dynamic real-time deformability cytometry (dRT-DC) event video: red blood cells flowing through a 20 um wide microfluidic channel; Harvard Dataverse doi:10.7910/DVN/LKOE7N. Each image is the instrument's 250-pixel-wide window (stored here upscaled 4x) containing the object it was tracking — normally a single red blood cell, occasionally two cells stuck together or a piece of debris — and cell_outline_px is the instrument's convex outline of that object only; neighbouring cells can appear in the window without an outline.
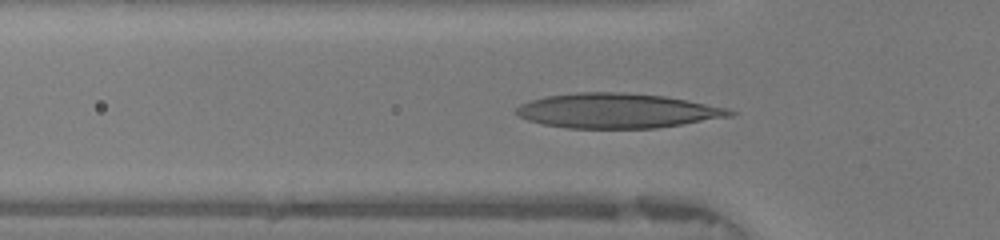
{"species": "human", "species_latin": "Homo sapiens", "temperature_condition": "warm", "stored_images_in_passage": 42, "camera_frame_rate_fps": 3000, "um_per_image_px": 0.085, "donor": {"sex": "female"}, "frame": {"image": 1, "passage_image": 12, "time_ms": 3.667, "image_size_px": [1000, 240], "cell_outline_px": [[740, 112], [732, 116], [656, 128], [568, 128], [544, 124], [528, 120], [520, 116], [516, 112], [516, 108], [520, 104], [544, 96], [576, 92], [620, 92], [664, 96], [688, 100], [728, 108]], "centroid_in_image_um": [52.49, 9.41], "position_along_channel_um": 73.3, "area_um2": 43.18}}
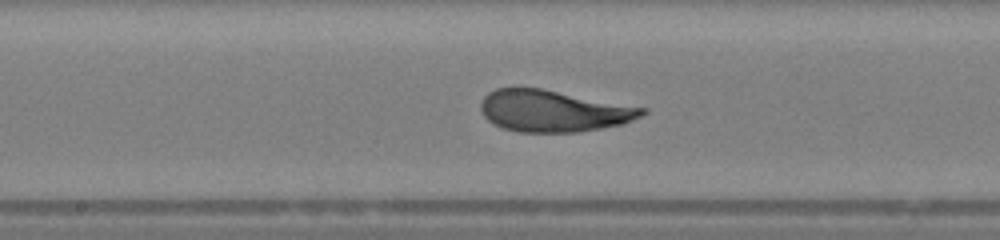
{"frame": {"image": 2, "passage_image": 21, "time_ms": 6.667, "image_size_px": [1000, 240], "cell_outline_px": [[648, 112], [632, 120], [620, 124], [600, 128], [576, 132], [520, 132], [504, 128], [492, 124], [484, 116], [480, 108], [480, 104], [484, 96], [488, 92], [496, 88], [540, 88], [648, 108]], "centroid_in_image_um": [47.02, 9.43], "position_along_channel_um": 201.2, "area_um2": 39.02}}
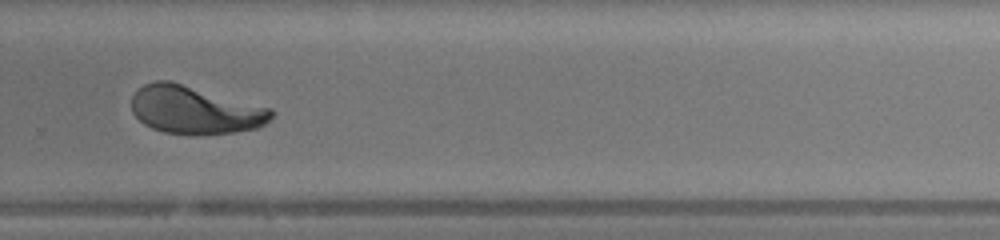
{"frame": {"image": 3, "passage_image": 29, "time_ms": 9.333, "image_size_px": [1000, 240], "cell_outline_px": [[276, 112], [264, 124], [256, 128], [236, 132], [164, 132], [152, 128], [144, 124], [132, 112], [132, 96], [136, 88], [144, 84], [156, 80], [168, 80], [272, 108]], "centroid_in_image_um": [16.54, 9.3], "position_along_channel_um": 313.3, "area_um2": 38.26}, "authors_computed_cell_mechanics": {"area_um2": 39.6508, "velocity_mm_per_s": 4.2288, "shape_relaxation_time_tau1_ms": 5.053, "shape_relaxation_time_tau2_ms": 0.8799, "deformation_change_tau1": 0.2516, "deformation_change_tau2": 0.0656}}